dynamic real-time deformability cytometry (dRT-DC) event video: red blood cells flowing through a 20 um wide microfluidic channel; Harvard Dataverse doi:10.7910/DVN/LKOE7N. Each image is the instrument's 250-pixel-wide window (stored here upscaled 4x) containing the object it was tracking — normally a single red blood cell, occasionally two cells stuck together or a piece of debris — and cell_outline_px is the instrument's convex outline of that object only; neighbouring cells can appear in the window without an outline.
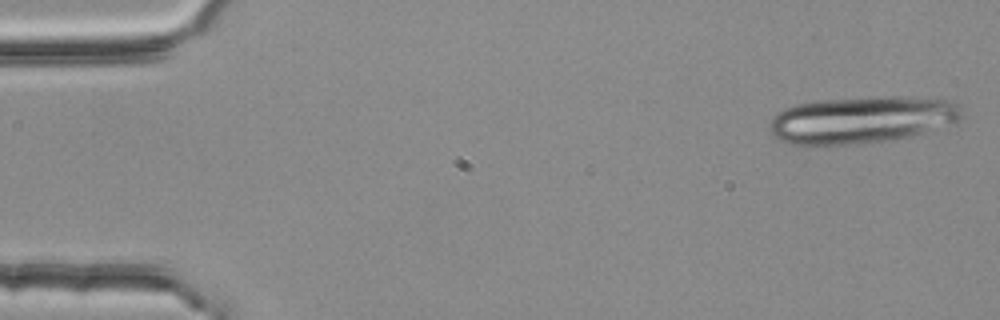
{"species": "common noctule bat (a hibernating species)", "species_latin": "Nyctalus noctula", "temperature_condition": "room temperature", "stored_images_in_passage": 4, "camera_frame_rate_fps": 3000, "um_per_image_px": 0.085, "animal": {"sex": "female", "body_mass_g": 25.1}, "frame": {"image": 1, "passage_image": 1, "time_ms": 0.0, "image_size_px": [1000, 320], "cell_outline_px": [[960, 120], [908, 136], [888, 140], [852, 144], [788, 144], [780, 140], [768, 128], [768, 124], [772, 116], [776, 112], [784, 108], [796, 104], [820, 100], [872, 96], [936, 96], [952, 100], [960, 104]], "centroid_in_image_um": [73.24, 10.13], "position_along_channel_um": 11.8, "area_um2": 52.94}}